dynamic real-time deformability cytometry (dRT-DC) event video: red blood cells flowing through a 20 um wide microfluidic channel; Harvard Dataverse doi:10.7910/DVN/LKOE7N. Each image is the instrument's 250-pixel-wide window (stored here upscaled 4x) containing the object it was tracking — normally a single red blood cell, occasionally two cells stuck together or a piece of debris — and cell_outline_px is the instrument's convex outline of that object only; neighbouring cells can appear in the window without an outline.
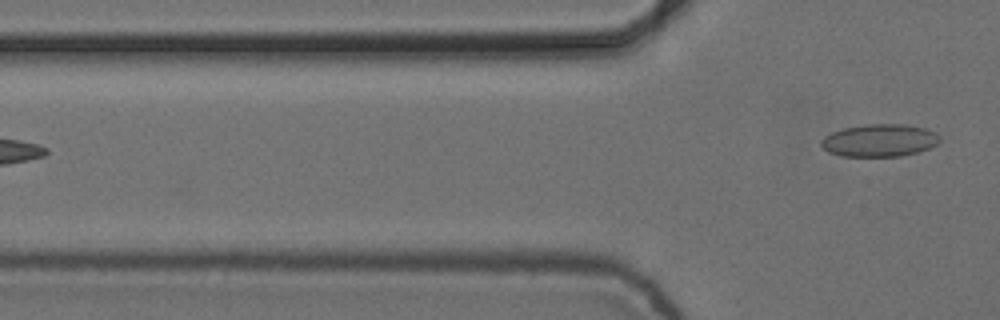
{"species": "common noctule bat (a hibernating species)", "species_latin": "Nyctalus noctula", "temperature_condition": "cold", "stored_images_in_passage": 7, "camera_frame_rate_fps": 3000, "um_per_image_px": 0.085, "animal": {"sex": "female", "body_mass_g": 24.6, "forearm_length_mm": 56.2}, "frame": {"image": 1, "passage_image": 7, "time_ms": 2.0, "image_size_px": [1000, 320], "cell_outline_px": [[940, 140], [936, 144], [928, 148], [916, 152], [900, 156], [840, 156], [828, 152], [820, 144], [820, 140], [824, 136], [832, 132], [844, 128], [864, 124], [904, 124], [924, 128], [936, 132], [940, 136]], "centroid_in_image_um": [74.73, 11.93], "position_along_channel_um": 51.1, "area_um2": 22.48}}